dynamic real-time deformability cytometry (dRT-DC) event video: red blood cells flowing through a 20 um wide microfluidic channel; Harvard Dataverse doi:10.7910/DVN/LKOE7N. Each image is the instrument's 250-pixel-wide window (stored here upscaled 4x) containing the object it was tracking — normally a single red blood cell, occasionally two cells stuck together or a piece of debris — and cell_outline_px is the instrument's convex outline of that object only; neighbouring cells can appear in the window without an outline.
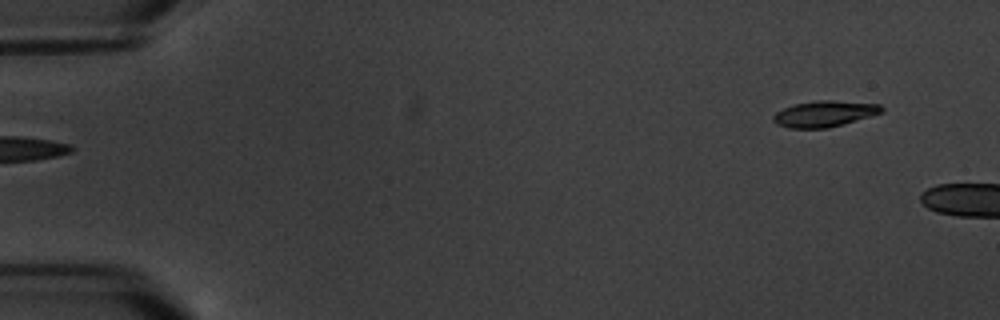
{"species": "common noctule bat (a hibernating species)", "species_latin": "Nyctalus noctula", "temperature_condition": "warm", "stored_images_in_passage": 7, "segment_of_instrument_passage": [2, 2], "camera_frame_rate_fps": 3000, "um_per_image_px": 0.085, "animal": {"sex": "male", "body_mass_g": 20.1, "forearm_length_mm": 53.5}, "frame": {"image": 1, "passage_image": 7, "time_ms": 6.667, "image_size_px": [1000, 320], "cell_outline_px": [[884, 112], [844, 124], [828, 128], [788, 128], [776, 124], [772, 120], [772, 116], [776, 112], [784, 108], [796, 104], [816, 100], [832, 100], [880, 104], [884, 108]], "centroid_in_image_um": [70.08, 9.67], "position_along_channel_um": 14.9, "area_um2": 16.53}}